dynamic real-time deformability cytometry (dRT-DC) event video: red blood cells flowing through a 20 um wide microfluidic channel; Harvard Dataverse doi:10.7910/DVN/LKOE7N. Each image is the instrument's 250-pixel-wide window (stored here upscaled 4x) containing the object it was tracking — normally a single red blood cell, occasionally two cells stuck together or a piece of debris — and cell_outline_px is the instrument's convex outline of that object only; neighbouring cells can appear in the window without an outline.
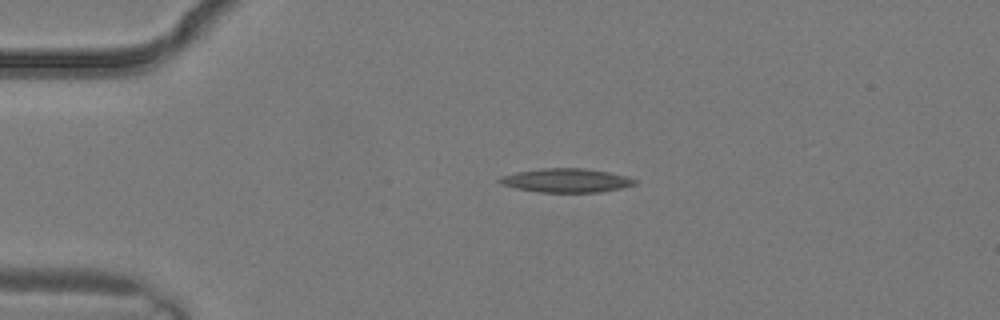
{"species": "common noctule bat (a hibernating species)", "species_latin": "Nyctalus noctula", "temperature_condition": "warm", "stored_images_in_passage": 1, "camera_frame_rate_fps": 3000, "um_per_image_px": 0.085, "animal": {"sex": "male", "body_mass_g": 19.2, "forearm_length_mm": 51.8}, "frame": {"image": 1, "passage_image": 1, "time_ms": 0.0, "image_size_px": [1000, 320], "cell_outline_px": [[636, 184], [620, 188], [600, 192], [540, 192], [516, 188], [500, 184], [496, 180], [500, 176], [516, 172], [540, 168], [584, 168], [608, 172], [624, 176], [636, 180]], "centroid_in_image_um": [48.06, 15.33], "position_along_channel_um": 36.9, "area_um2": 18.73}}